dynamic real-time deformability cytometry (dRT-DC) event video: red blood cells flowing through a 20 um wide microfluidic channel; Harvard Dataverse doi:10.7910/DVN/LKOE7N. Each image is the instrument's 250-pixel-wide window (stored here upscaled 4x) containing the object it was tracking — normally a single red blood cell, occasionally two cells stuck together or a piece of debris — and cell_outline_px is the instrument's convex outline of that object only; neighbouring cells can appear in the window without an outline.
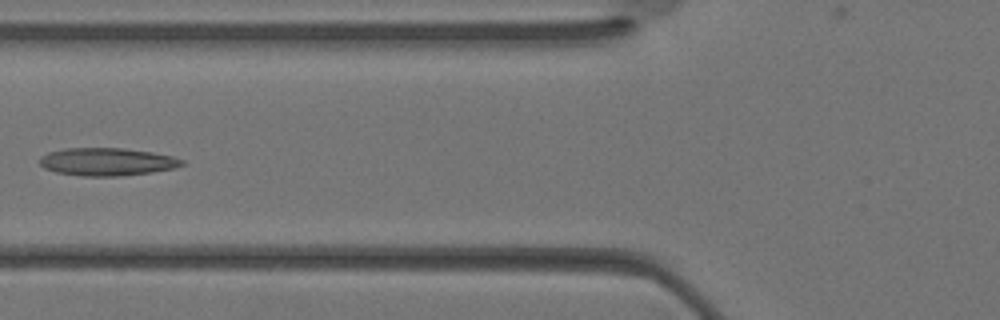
{"species": "Egyptian fruit bat (a non-hibernating species)", "species_latin": "Rousettus aegyptiacus", "temperature_condition": "warm", "stored_images_in_passage": 36, "segment_of_instrument_passage": [1, 2], "camera_frame_rate_fps": 3000, "um_per_image_px": 0.085, "animal": {"sex": "female"}, "frame": {"image": 1, "passage_image": 14, "time_ms": 4.333, "image_size_px": [1000, 320], "cell_outline_px": [[184, 164], [176, 168], [152, 172], [120, 176], [80, 176], [56, 172], [44, 168], [40, 164], [40, 156], [48, 152], [64, 148], [124, 148], [152, 152], [172, 156], [184, 160]], "centroid_in_image_um": [9.09, 13.75], "position_along_channel_um": 116.7, "area_um2": 23.18}}
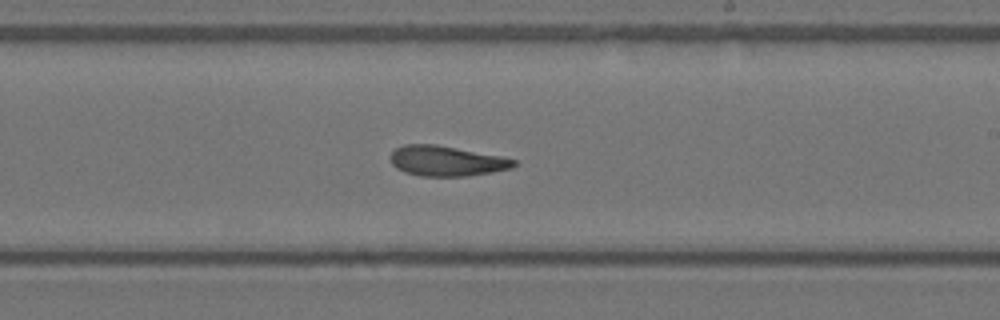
{"frame": {"image": 2, "passage_image": 21, "time_ms": 6.667, "image_size_px": [1000, 320], "cell_outline_px": [[516, 164], [512, 168], [492, 172], [468, 176], [420, 176], [404, 172], [396, 168], [392, 164], [388, 156], [396, 148], [404, 144], [436, 144], [500, 156], [516, 160]], "centroid_in_image_um": [37.91, 13.68], "position_along_channel_um": 251.1, "area_um2": 21.79}}
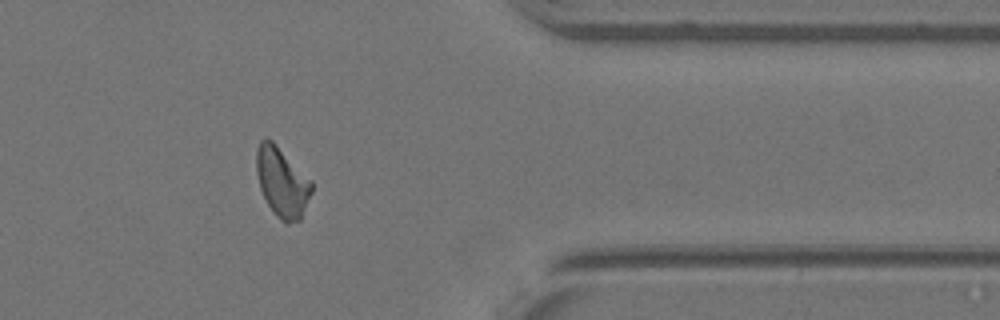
{"frame": {"image": 3, "passage_image": 29, "time_ms": 9.333, "image_size_px": [1000, 320], "cell_outline_px": [[312, 192], [300, 220], [288, 224], [280, 220], [276, 216], [268, 204], [260, 188], [256, 172], [256, 148], [260, 140], [272, 140], [312, 180]], "centroid_in_image_um": [23.98, 15.49], "position_along_channel_um": 387.4, "area_um2": 22.37}}